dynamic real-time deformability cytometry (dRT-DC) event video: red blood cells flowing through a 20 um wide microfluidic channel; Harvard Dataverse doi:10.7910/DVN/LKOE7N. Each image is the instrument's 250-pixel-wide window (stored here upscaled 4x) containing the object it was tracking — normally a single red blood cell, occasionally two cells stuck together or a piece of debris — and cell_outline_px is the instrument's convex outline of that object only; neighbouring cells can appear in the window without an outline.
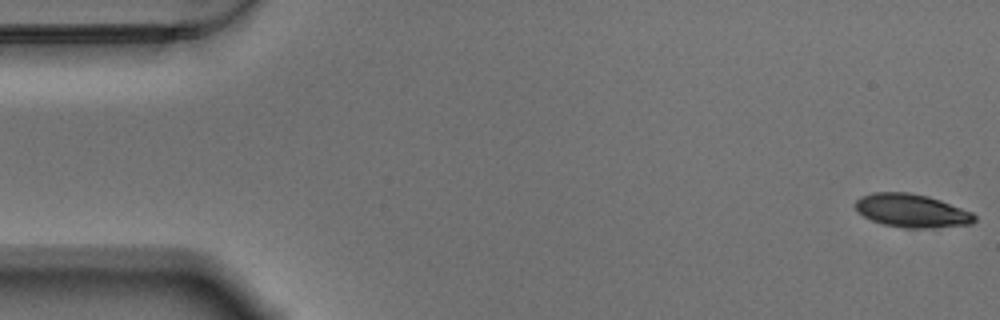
{"species": "Egyptian fruit bat (a non-hibernating species)", "species_latin": "Rousettus aegyptiacus", "temperature_condition": "warm", "stored_images_in_passage": 58, "segment_of_instrument_passage": [1, 2], "camera_frame_rate_fps": 3000, "um_per_image_px": 0.085, "animal": {"sex": "male"}, "frame": {"image": 1, "passage_image": 1, "time_ms": 0.0, "image_size_px": [1000, 320], "cell_outline_px": [[976, 220], [972, 224], [932, 228], [904, 228], [884, 224], [872, 220], [856, 212], [856, 200], [860, 196], [872, 192], [908, 192], [928, 196], [940, 200], [972, 212], [976, 216]], "centroid_in_image_um": [77.49, 17.91], "position_along_channel_um": 7.5, "area_um2": 23.24}}
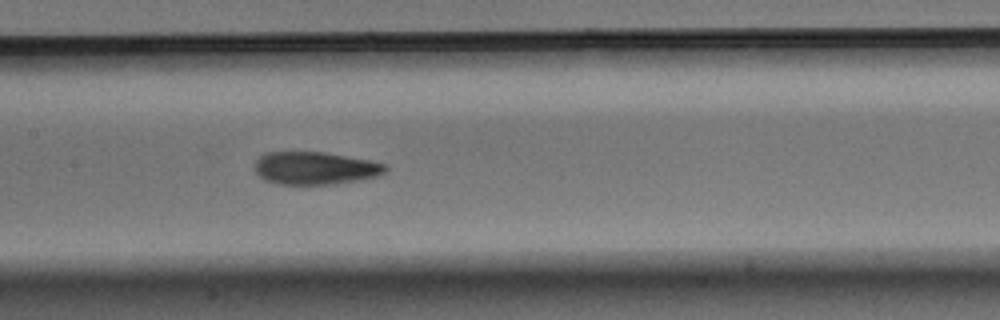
{"frame": {"image": 2, "passage_image": 27, "time_ms": 8.667, "image_size_px": [1000, 320], "cell_outline_px": [[388, 168], [384, 172], [376, 176], [336, 184], [280, 184], [264, 180], [256, 172], [252, 164], [264, 152], [324, 152], [368, 160], [388, 164]], "centroid_in_image_um": [26.74, 14.28], "position_along_channel_um": 180.7, "area_um2": 24.91}}
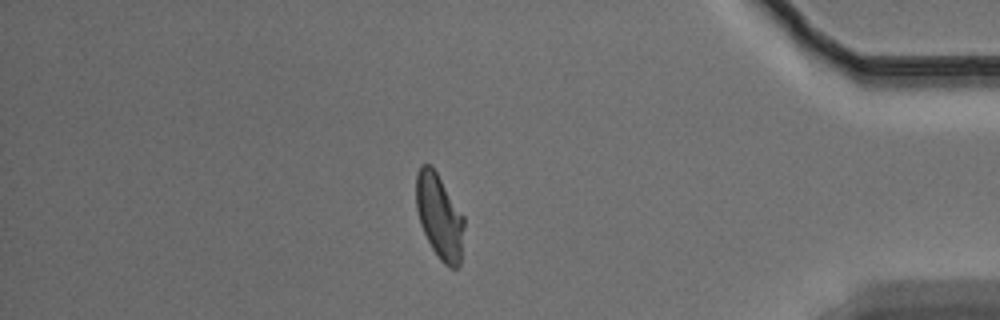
{"frame": {"image": 3, "passage_image": 49, "time_ms": 16.0, "image_size_px": [1000, 320], "cell_outline_px": [[464, 224], [460, 264], [456, 268], [448, 268], [440, 260], [432, 248], [420, 224], [416, 208], [416, 176], [420, 164], [432, 164], [464, 216]], "centroid_in_image_um": [37.34, 18.37], "position_along_channel_um": 397.9, "area_um2": 23.81}}